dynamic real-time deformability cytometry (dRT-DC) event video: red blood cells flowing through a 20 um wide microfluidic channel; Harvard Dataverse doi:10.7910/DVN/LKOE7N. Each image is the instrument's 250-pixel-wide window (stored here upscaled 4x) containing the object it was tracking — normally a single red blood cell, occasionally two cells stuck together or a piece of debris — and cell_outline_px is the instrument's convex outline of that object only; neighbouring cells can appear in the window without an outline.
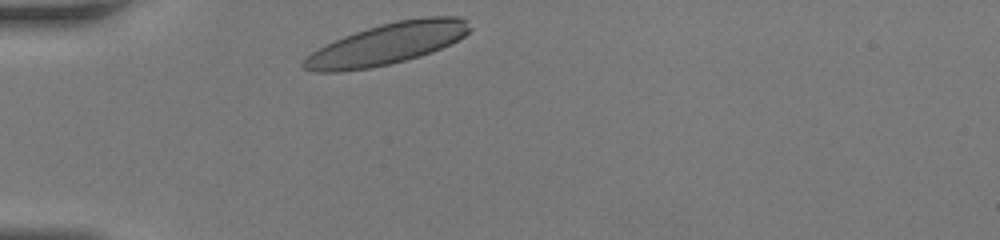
{"species": "human", "species_latin": "Homo sapiens", "temperature_condition": "room temperature", "stored_images_in_passage": 25, "camera_frame_rate_fps": 3000, "um_per_image_px": 0.085, "donor": {"sex": "female"}, "frame": {"image": 1, "passage_image": 1, "time_ms": 0.0, "image_size_px": [1000, 240], "cell_outline_px": [[472, 28], [464, 36], [432, 52], [420, 56], [388, 64], [368, 68], [340, 72], [312, 72], [300, 68], [300, 64], [312, 52], [344, 36], [380, 24], [396, 20], [428, 16], [460, 16]], "centroid_in_image_um": [32.88, 3.73], "position_along_channel_um": 52.1, "area_um2": 39.59}}
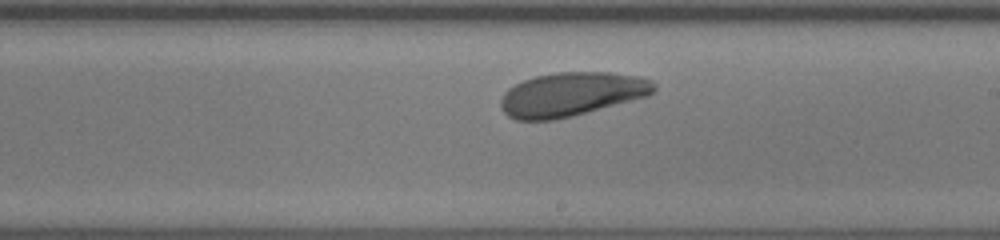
{"frame": {"image": 2, "passage_image": 15, "time_ms": 4.667, "image_size_px": [1000, 240], "cell_outline_px": [[656, 88], [648, 96], [572, 116], [552, 120], [516, 120], [508, 116], [500, 108], [500, 96], [508, 88], [524, 80], [536, 76], [556, 72], [608, 72], [640, 76], [652, 80], [656, 84]], "centroid_in_image_um": [48.56, 8.01], "position_along_channel_um": 240.4, "area_um2": 39.3}}
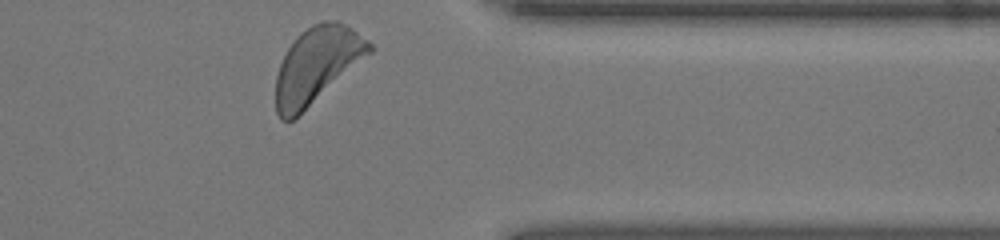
{"frame": {"image": 3, "passage_image": 25, "time_ms": 8.0, "image_size_px": [1000, 240], "cell_outline_px": [[376, 48], [372, 52], [292, 120], [280, 120], [276, 112], [276, 76], [280, 64], [288, 48], [296, 36], [300, 32], [312, 24], [324, 20], [336, 20], [352, 28], [368, 40]], "centroid_in_image_um": [26.93, 5.49], "position_along_channel_um": 384.5, "area_um2": 40.92}}